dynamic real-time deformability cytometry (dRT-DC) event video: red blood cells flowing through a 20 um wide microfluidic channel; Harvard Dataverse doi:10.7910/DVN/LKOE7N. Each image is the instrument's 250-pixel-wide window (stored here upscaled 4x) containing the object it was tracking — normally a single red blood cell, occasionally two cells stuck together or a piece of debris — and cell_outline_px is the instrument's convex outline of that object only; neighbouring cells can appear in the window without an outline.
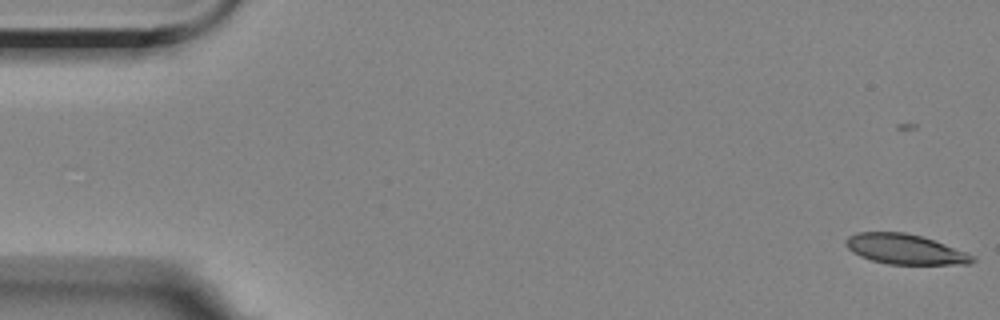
{"species": "Egyptian fruit bat (a non-hibernating species)", "species_latin": "Rousettus aegyptiacus", "temperature_condition": "room temperature", "stored_images_in_passage": 16, "camera_frame_rate_fps": 3000, "um_per_image_px": 0.085, "animal": {"sex": "female"}, "frame": {"image": 1, "passage_image": 4, "time_ms": 1.0, "image_size_px": [1000, 320], "cell_outline_px": [[976, 260], [972, 264], [888, 264], [872, 260], [860, 256], [852, 252], [844, 244], [844, 240], [848, 236], [856, 232], [904, 232], [920, 236], [944, 244], [976, 256]], "centroid_in_image_um": [76.91, 21.18], "position_along_channel_um": 8.1, "area_um2": 22.14}}